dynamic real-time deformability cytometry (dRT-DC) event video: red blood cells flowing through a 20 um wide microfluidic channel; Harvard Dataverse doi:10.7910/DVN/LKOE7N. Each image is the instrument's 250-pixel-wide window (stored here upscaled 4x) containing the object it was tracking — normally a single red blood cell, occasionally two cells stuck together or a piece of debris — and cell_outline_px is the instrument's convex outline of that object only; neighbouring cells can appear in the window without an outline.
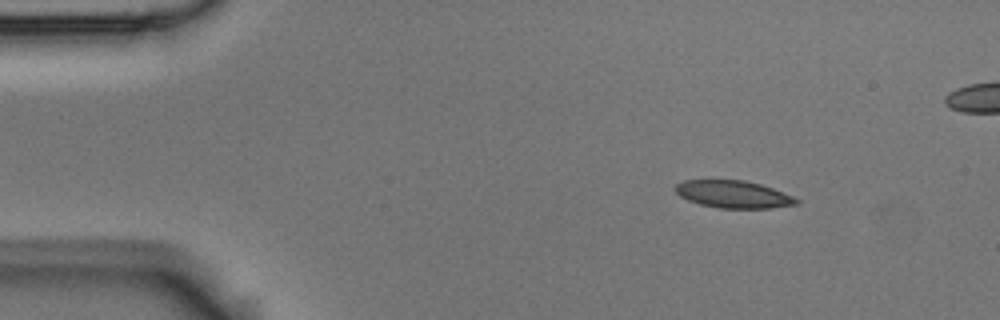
{"species": "Egyptian fruit bat (a non-hibernating species)", "species_latin": "Rousettus aegyptiacus", "temperature_condition": "room temperature", "stored_images_in_passage": 4, "camera_frame_rate_fps": 3000, "um_per_image_px": 0.085, "animal": {"sex": "male"}, "frame": {"image": 1, "passage_image": 1, "time_ms": 0.0, "image_size_px": [1000, 320], "cell_outline_px": [[800, 204], [772, 208], [720, 208], [700, 204], [688, 200], [680, 196], [676, 192], [676, 184], [684, 180], [744, 180], [760, 184], [772, 188], [792, 196], [800, 200]], "centroid_in_image_um": [62.36, 16.52], "position_along_channel_um": 22.6, "area_um2": 19.25}}